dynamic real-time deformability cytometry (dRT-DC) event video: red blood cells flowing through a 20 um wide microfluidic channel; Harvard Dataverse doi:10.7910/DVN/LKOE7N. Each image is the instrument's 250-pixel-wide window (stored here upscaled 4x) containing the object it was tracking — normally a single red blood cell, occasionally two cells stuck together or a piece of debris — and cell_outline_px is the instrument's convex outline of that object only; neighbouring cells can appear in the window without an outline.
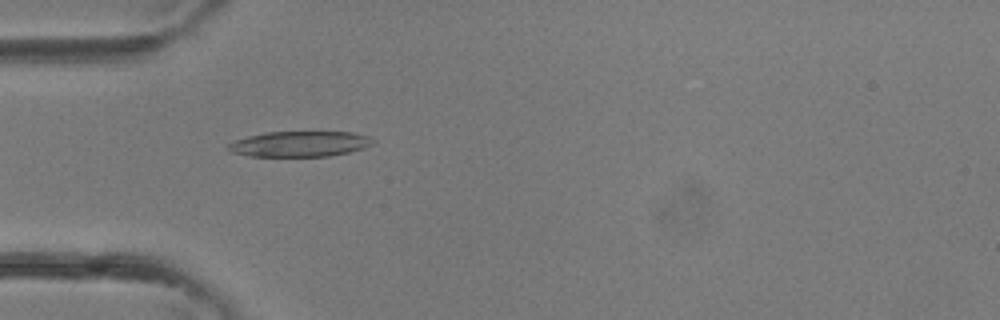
{"species": "common noctule bat (a hibernating species)", "species_latin": "Nyctalus noctula", "temperature_condition": "room temperature", "stored_images_in_passage": 35, "camera_frame_rate_fps": 3000, "um_per_image_px": 0.085, "animal": {"sex": "female"}, "frame": {"image": 1, "passage_image": 9, "time_ms": 2.667, "image_size_px": [1000, 320], "cell_outline_px": [[376, 140], [372, 144], [364, 148], [348, 152], [328, 156], [248, 156], [232, 152], [228, 148], [228, 144], [236, 140], [248, 136], [264, 132], [352, 132], [368, 136]], "centroid_in_image_um": [25.49, 12.23], "position_along_channel_um": 59.5, "area_um2": 21.39}}
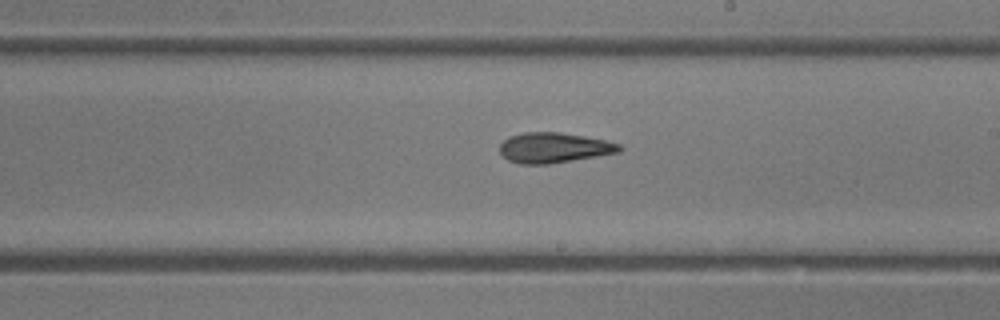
{"frame": {"image": 2, "passage_image": 19, "time_ms": 6.0, "image_size_px": [1000, 320], "cell_outline_px": [[624, 148], [620, 152], [548, 164], [520, 164], [508, 160], [500, 152], [500, 144], [508, 136], [524, 132], [560, 132], [584, 136], [604, 140], [620, 144]], "centroid_in_image_um": [47.07, 12.55], "position_along_channel_um": 241.9, "area_um2": 21.04}}
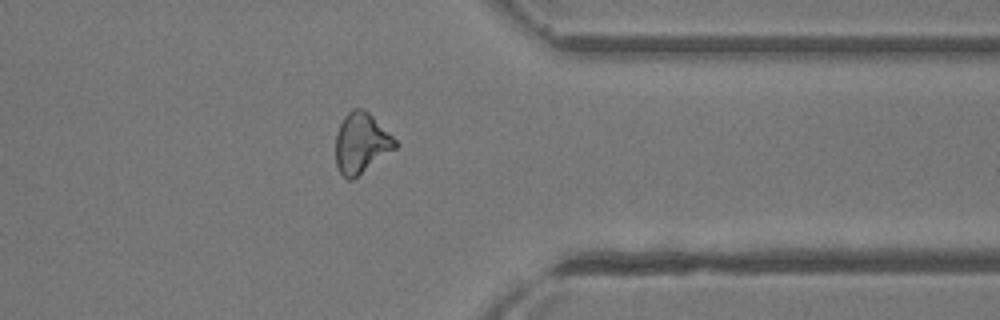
{"frame": {"image": 3, "passage_image": 27, "time_ms": 8.667, "image_size_px": [1000, 320], "cell_outline_px": [[400, 144], [396, 148], [352, 180], [348, 180], [340, 172], [336, 164], [336, 132], [344, 116], [352, 108], [364, 108]], "centroid_in_image_um": [30.7, 12.16], "position_along_channel_um": 380.7, "area_um2": 20.81}}